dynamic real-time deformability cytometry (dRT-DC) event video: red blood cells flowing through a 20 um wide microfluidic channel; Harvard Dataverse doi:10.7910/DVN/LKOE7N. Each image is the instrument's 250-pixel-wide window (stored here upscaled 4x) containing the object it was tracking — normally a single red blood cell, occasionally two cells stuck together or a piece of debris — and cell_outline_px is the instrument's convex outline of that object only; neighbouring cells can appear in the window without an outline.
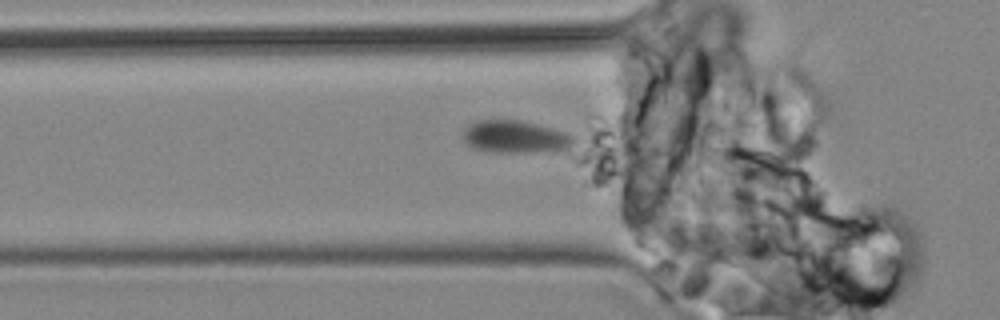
{"species": "common noctule bat (a hibernating species)", "species_latin": "Nyctalus noctula", "temperature_condition": "cold", "stored_images_in_passage": 7, "camera_frame_rate_fps": 3000, "um_per_image_px": 0.085, "animal": {"sex": "male", "body_mass_g": 19.2, "forearm_length_mm": 51.8}, "frame": {"image": 1, "passage_image": 4, "time_ms": 3.667, "image_size_px": [1000, 320], "cell_outline_px": [[576, 144], [560, 148], [532, 152], [484, 152], [472, 148], [460, 136], [464, 128], [468, 124], [476, 120], [520, 120], [552, 128], [564, 132], [572, 136], [576, 140]], "centroid_in_image_um": [43.67, 11.62], "position_along_channel_um": 82.1, "area_um2": 20.92}}
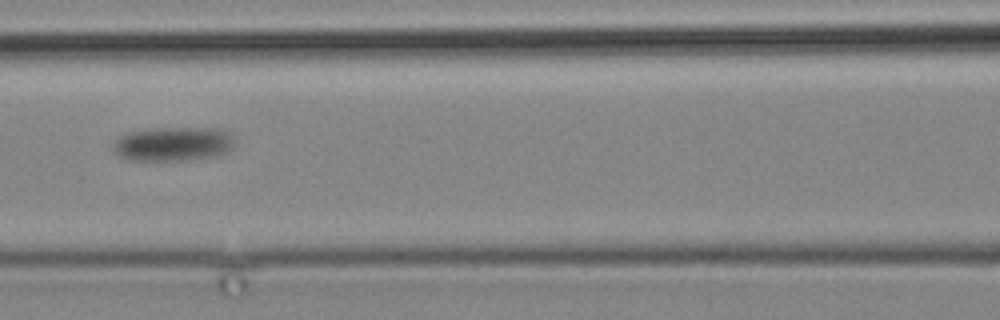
{"frame": {"image": 2, "passage_image": 6, "time_ms": 6.667, "image_size_px": [1000, 320], "cell_outline_px": [[236, 140], [232, 148], [228, 152], [216, 156], [184, 160], [132, 160], [120, 156], [112, 152], [112, 144], [120, 136], [128, 132], [152, 128], [220, 128], [228, 132]], "centroid_in_image_um": [14.73, 12.23], "position_along_channel_um": 151.9, "area_um2": 24.45}}